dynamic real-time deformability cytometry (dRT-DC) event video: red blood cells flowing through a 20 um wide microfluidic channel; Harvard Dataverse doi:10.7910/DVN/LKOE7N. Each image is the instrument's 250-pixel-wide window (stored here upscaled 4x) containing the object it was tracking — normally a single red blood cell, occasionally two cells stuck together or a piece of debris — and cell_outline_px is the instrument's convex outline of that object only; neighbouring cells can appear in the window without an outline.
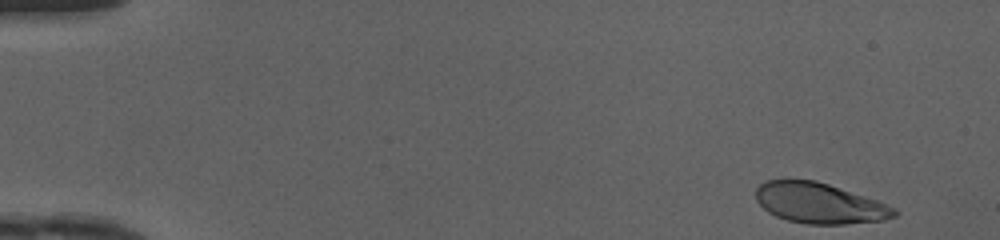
{"species": "human", "species_latin": "Homo sapiens", "temperature_condition": "cold", "stored_images_in_passage": 47, "camera_frame_rate_fps": 3000, "um_per_image_px": 0.085, "donor": {"sex": "female"}, "frame": {"image": 1, "passage_image": 1, "time_ms": 0.0, "image_size_px": [1000, 240], "cell_outline_px": [[900, 212], [896, 216], [884, 220], [844, 224], [808, 224], [788, 220], [776, 216], [768, 212], [756, 200], [756, 188], [760, 184], [768, 180], [816, 180], [876, 200], [896, 208]], "centroid_in_image_um": [69.67, 17.28], "position_along_channel_um": 15.3, "area_um2": 32.48}}
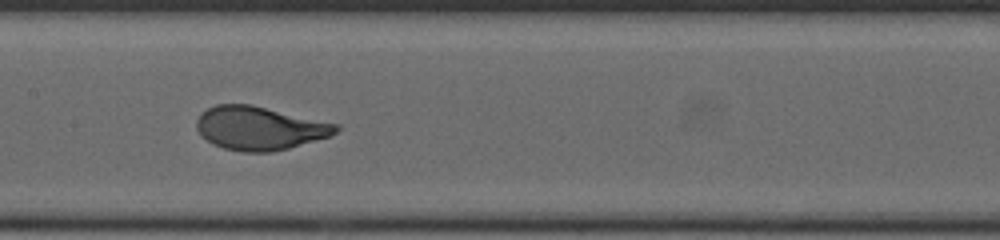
{"frame": {"image": 2, "passage_image": 23, "time_ms": 7.333, "image_size_px": [1000, 240], "cell_outline_px": [[340, 128], [336, 132], [328, 136], [288, 148], [272, 152], [244, 152], [224, 148], [212, 144], [200, 136], [196, 128], [196, 120], [200, 112], [216, 104], [252, 104], [340, 124]], "centroid_in_image_um": [22.02, 10.88], "position_along_channel_um": 185.4, "area_um2": 35.55}}
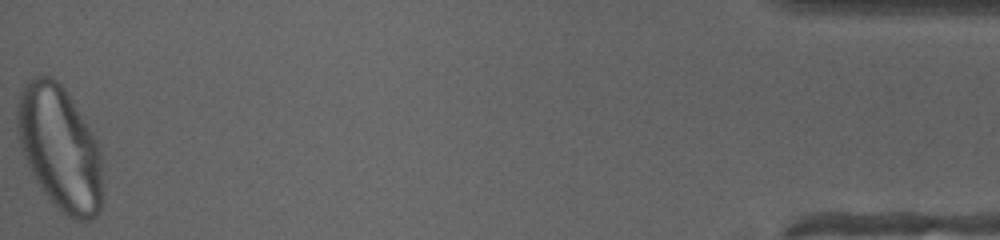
{"frame": {"image": 3, "passage_image": 47, "time_ms": 15.333, "image_size_px": [1000, 240], "cell_outline_px": [[104, 200], [100, 212], [96, 216], [88, 220], [76, 220], [68, 216], [56, 208], [44, 192], [36, 180], [24, 156], [20, 144], [16, 120], [16, 104], [20, 92], [28, 80], [36, 76], [52, 76], [64, 88], [96, 140], [100, 152], [104, 196]], "centroid_in_image_um": [5.1, 12.62], "position_along_channel_um": 430.1, "area_um2": 61.79}, "authors_computed_cell_mechanics": {"area_um2": 35.258, "velocity_mm_per_s": 4.1593, "shape_relaxation_time_tau1_ms": 2.3395, "shape_relaxation_time_tau2_ms": null, "deformation_change_tau1": 0.1618, "deformation_change_tau2": null}}